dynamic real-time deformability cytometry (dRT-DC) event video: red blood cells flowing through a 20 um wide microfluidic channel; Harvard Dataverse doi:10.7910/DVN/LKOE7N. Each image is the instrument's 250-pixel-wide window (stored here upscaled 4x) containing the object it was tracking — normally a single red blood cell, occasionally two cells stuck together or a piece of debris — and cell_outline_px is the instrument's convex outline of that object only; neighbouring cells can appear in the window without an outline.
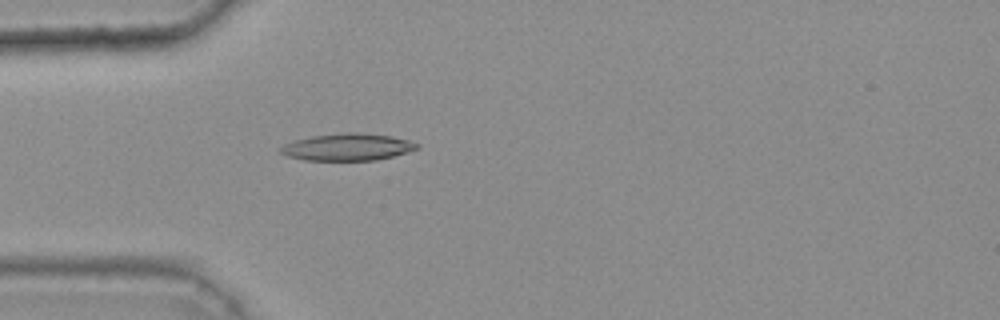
{"species": "common noctule bat (a hibernating species)", "species_latin": "Nyctalus noctula", "temperature_condition": "warm", "stored_images_in_passage": 46, "camera_frame_rate_fps": 3000, "um_per_image_px": 0.085, "animal": {"sex": "female", "body_mass_g": 25.1}, "frame": {"image": 1, "passage_image": 15, "time_ms": 4.667, "image_size_px": [1000, 320], "cell_outline_px": [[420, 148], [392, 156], [376, 160], [304, 160], [288, 156], [280, 152], [276, 148], [284, 144], [296, 140], [312, 136], [348, 132], [356, 132], [392, 136], [408, 140], [420, 144]], "centroid_in_image_um": [29.53, 12.5], "position_along_channel_um": 55.5, "area_um2": 21.44}}
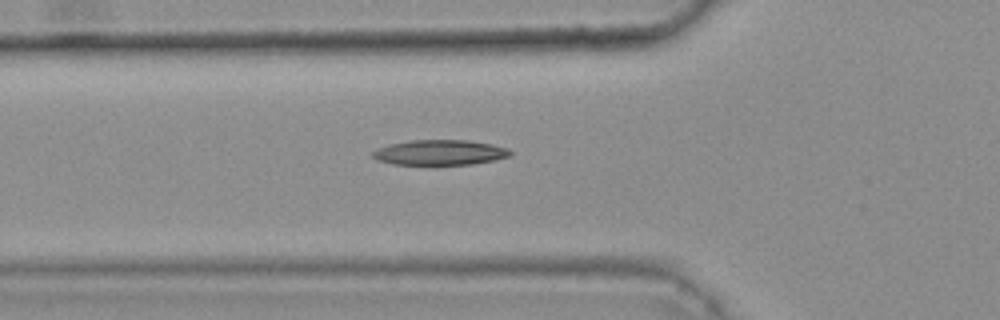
{"frame": {"image": 2, "passage_image": 18, "time_ms": 5.667, "image_size_px": [1000, 320], "cell_outline_px": [[512, 152], [508, 156], [492, 160], [472, 164], [392, 164], [376, 160], [372, 156], [372, 152], [376, 148], [388, 144], [412, 140], [468, 140], [492, 144], [508, 148]], "centroid_in_image_um": [37.34, 12.95], "position_along_channel_um": 88.5, "area_um2": 20.11}}
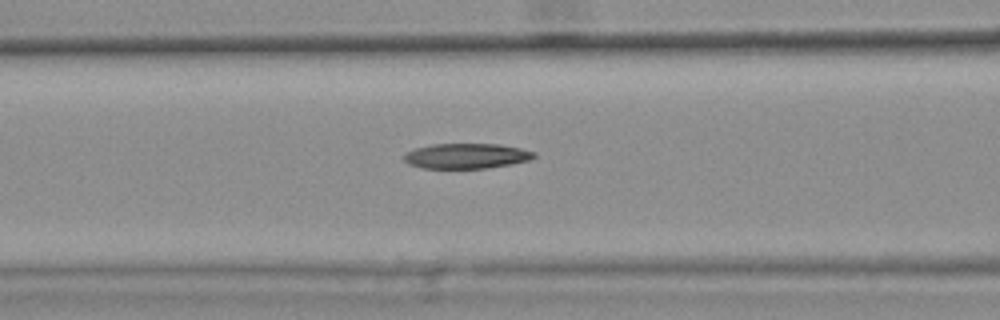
{"frame": {"image": 3, "passage_image": 21, "time_ms": 6.667, "image_size_px": [1000, 320], "cell_outline_px": [[536, 156], [528, 160], [512, 164], [488, 168], [424, 168], [408, 164], [400, 156], [404, 152], [412, 148], [432, 144], [500, 144], [520, 148], [536, 152]], "centroid_in_image_um": [39.58, 13.25], "position_along_channel_um": 127.0, "area_um2": 19.36}}